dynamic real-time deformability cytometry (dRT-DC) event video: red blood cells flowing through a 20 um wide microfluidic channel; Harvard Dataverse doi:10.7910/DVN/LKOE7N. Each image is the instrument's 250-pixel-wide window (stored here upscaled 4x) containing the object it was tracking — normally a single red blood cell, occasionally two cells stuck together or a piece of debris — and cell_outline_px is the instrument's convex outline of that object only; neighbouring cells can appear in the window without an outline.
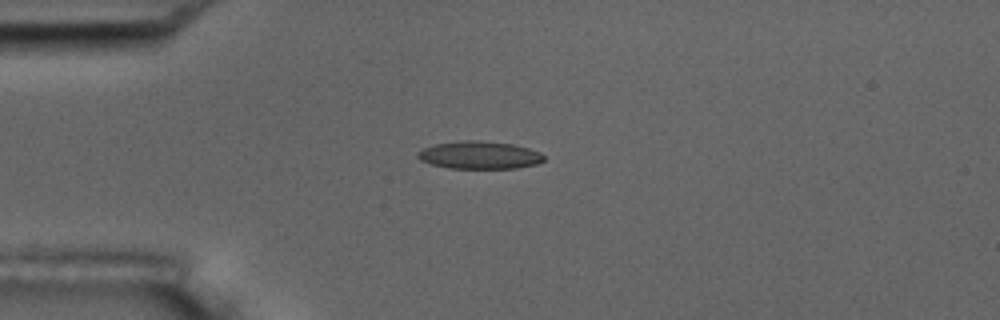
{"species": "common noctule bat (a hibernating species)", "species_latin": "Nyctalus noctula", "temperature_condition": "room temperature", "stored_images_in_passage": 5, "camera_frame_rate_fps": 3000, "um_per_image_px": 0.085, "animal": {"sex": "male", "body_mass_g": 17.5, "forearm_length_mm": 52.3}, "frame": {"image": 1, "passage_image": 4, "time_ms": 4.333, "image_size_px": [1000, 320], "cell_outline_px": [[544, 160], [536, 164], [516, 168], [452, 168], [432, 164], [420, 160], [416, 156], [416, 152], [424, 148], [436, 144], [460, 140], [480, 140], [512, 144], [528, 148], [540, 152], [544, 156]], "centroid_in_image_um": [40.74, 13.17], "position_along_channel_um": 44.3, "area_um2": 20.29}}